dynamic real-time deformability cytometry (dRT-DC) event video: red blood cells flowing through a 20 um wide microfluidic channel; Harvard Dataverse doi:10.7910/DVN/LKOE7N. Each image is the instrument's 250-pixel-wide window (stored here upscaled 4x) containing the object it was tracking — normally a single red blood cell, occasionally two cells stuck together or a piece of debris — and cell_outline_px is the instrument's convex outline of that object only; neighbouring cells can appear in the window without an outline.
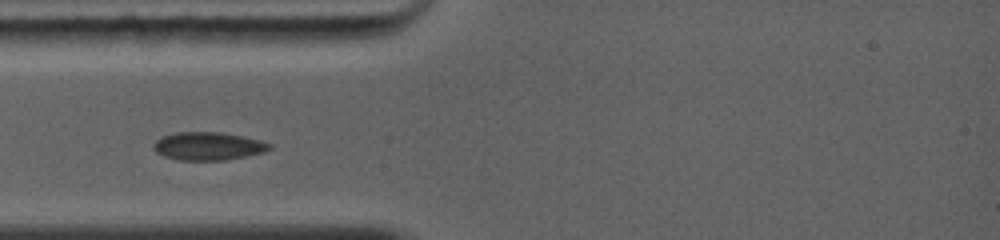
{"species": "common noctule bat (a hibernating species)", "species_latin": "Nyctalus noctula", "temperature_condition": "warm", "stored_images_in_passage": 4, "camera_frame_rate_fps": 5000, "um_per_image_px": 0.085, "animal": {"sex": "female", "body_mass_g": 19.0, "forearm_length_mm": 56.7}, "frame": {"image": 1, "passage_image": 3, "time_ms": 2.0, "image_size_px": [1000, 240], "cell_outline_px": [[272, 148], [264, 152], [228, 160], [180, 160], [164, 156], [156, 152], [152, 148], [152, 144], [156, 140], [164, 136], [176, 132], [224, 132], [244, 136], [260, 140], [272, 144]], "centroid_in_image_um": [17.71, 12.42], "position_along_channel_um": 67.3, "area_um2": 19.13}}
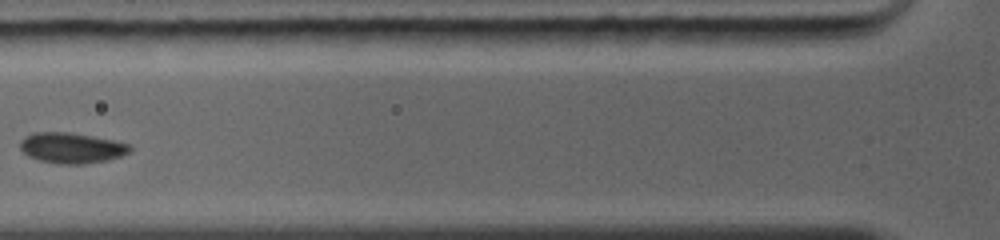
{"frame": {"image": 2, "passage_image": 4, "time_ms": 3.2, "image_size_px": [1000, 240], "cell_outline_px": [[132, 148], [128, 152], [120, 156], [104, 160], [84, 164], [60, 164], [40, 160], [28, 156], [20, 148], [20, 140], [24, 136], [36, 132], [68, 132], [92, 136], [132, 144]], "centroid_in_image_um": [6.06, 12.56], "position_along_channel_um": 119.7, "area_um2": 19.42}}